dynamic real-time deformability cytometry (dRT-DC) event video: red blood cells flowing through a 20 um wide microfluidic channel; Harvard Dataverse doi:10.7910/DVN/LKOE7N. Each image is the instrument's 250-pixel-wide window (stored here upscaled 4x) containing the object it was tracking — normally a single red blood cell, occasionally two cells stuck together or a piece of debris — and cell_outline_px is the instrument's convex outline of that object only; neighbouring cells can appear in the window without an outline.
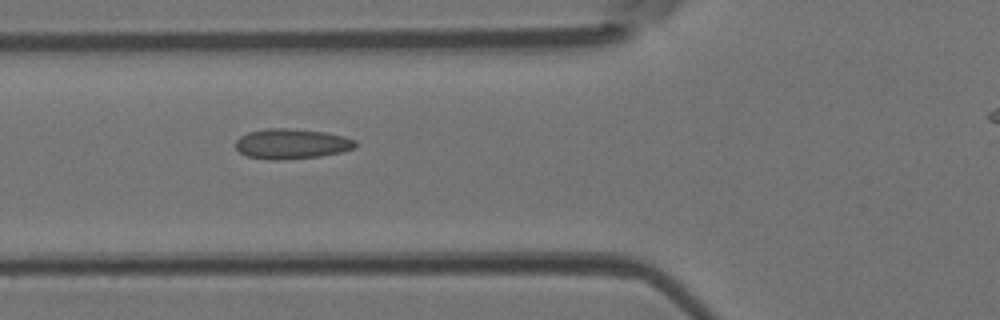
{"species": "Egyptian fruit bat (a non-hibernating species)", "species_latin": "Rousettus aegyptiacus", "temperature_condition": "room temperature", "stored_images_in_passage": 6, "camera_frame_rate_fps": 3000, "um_per_image_px": 0.085, "animal": {"sex": "female"}, "frame": {"image": 1, "passage_image": 6, "time_ms": 1.667, "image_size_px": [1000, 320], "cell_outline_px": [[356, 148], [340, 152], [320, 156], [280, 160], [268, 160], [248, 156], [240, 152], [236, 148], [236, 140], [240, 136], [248, 132], [268, 128], [292, 128], [324, 132], [344, 136], [356, 140]], "centroid_in_image_um": [24.79, 12.22], "position_along_channel_um": 101.0, "area_um2": 21.1}}